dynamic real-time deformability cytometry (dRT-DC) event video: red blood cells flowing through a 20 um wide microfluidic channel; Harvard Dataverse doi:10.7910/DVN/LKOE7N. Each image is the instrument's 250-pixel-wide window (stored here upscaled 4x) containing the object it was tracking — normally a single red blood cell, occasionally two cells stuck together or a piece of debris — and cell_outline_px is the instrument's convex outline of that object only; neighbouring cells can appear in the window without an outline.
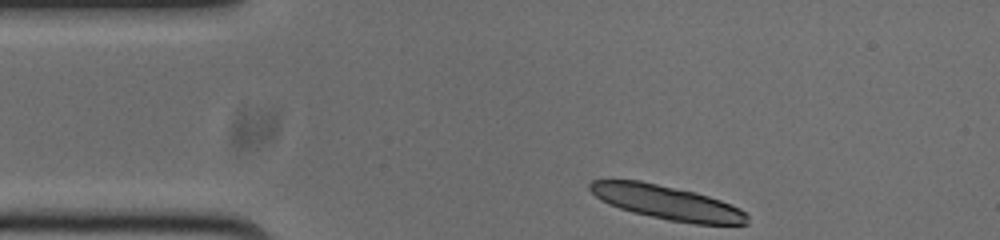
{"species": "common noctule bat (a hibernating species)", "species_latin": "Nyctalus noctula", "temperature_condition": "cold", "stored_images_in_passage": 45, "segment_of_instrument_passage": [1, 2], "camera_frame_rate_fps": 3000, "um_per_image_px": 0.085, "animal": {"sex": "male", "body_mass_g": 20.0, "forearm_length_mm": 53.3}, "frame": {"image": 1, "passage_image": 1, "time_ms": 0.0, "image_size_px": [1000, 240], "cell_outline_px": [[748, 224], [696, 224], [668, 220], [632, 212], [608, 204], [600, 200], [588, 188], [588, 184], [592, 180], [640, 180], [696, 192], [720, 200], [740, 208], [748, 216]], "centroid_in_image_um": [56.67, 17.21], "position_along_channel_um": 28.3, "area_um2": 31.15}}